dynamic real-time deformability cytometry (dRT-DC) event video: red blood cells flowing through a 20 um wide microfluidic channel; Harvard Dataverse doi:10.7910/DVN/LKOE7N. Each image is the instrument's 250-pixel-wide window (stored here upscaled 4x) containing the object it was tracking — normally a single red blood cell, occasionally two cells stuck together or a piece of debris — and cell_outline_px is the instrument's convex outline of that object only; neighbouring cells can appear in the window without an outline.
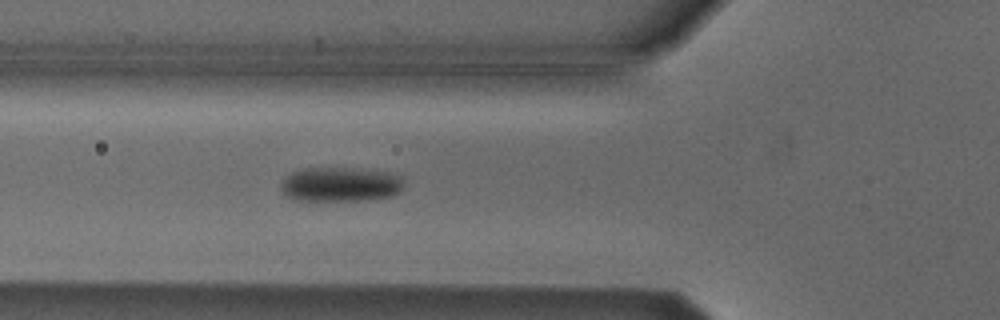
{"species": "Egyptian fruit bat (a non-hibernating species)", "species_latin": "Rousettus aegyptiacus", "temperature_condition": "cold", "stored_images_in_passage": 33, "camera_frame_rate_fps": 3000, "um_per_image_px": 0.085, "animal": {"sex": "male"}, "frame": {"image": 1, "passage_image": 3, "time_ms": 0.667, "image_size_px": [1000, 320], "cell_outline_px": [[404, 184], [400, 192], [392, 196], [368, 200], [296, 200], [284, 196], [280, 188], [280, 184], [284, 176], [292, 172], [304, 168], [344, 168], [388, 172], [400, 176]], "centroid_in_image_um": [28.89, 15.68], "position_along_channel_um": 96.9, "area_um2": 24.85}}
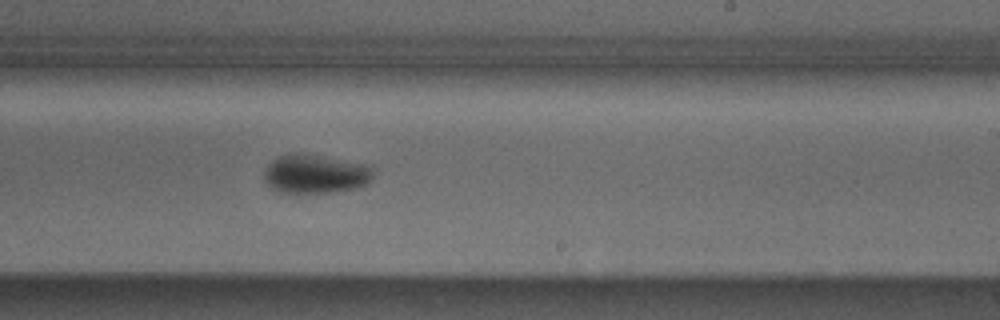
{"frame": {"image": 2, "passage_image": 16, "time_ms": 5.0, "image_size_px": [1000, 320], "cell_outline_px": [[376, 168], [372, 180], [364, 188], [332, 192], [276, 192], [264, 180], [264, 168], [276, 156], [288, 152], [304, 152], [372, 164]], "centroid_in_image_um": [26.89, 14.75], "position_along_channel_um": 262.1, "area_um2": 26.01}}
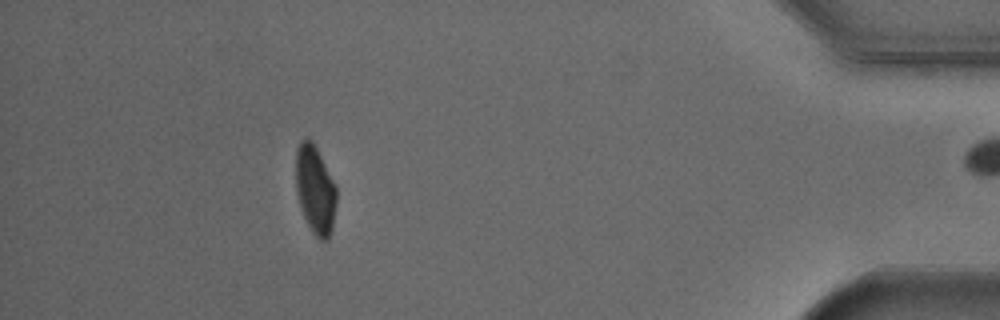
{"frame": {"image": 3, "passage_image": 32, "time_ms": 10.333, "image_size_px": [1000, 320], "cell_outline_px": [[336, 204], [332, 228], [328, 240], [320, 240], [312, 232], [300, 208], [296, 188], [296, 148], [300, 140], [308, 136], [312, 140], [336, 184]], "centroid_in_image_um": [26.78, 16.09], "position_along_channel_um": 408.4, "area_um2": 21.1}}